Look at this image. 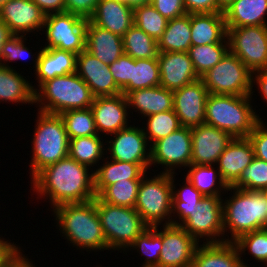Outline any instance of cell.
<instances>
[{"label": "cell", "instance_id": "49", "mask_svg": "<svg viewBox=\"0 0 267 267\" xmlns=\"http://www.w3.org/2000/svg\"><path fill=\"white\" fill-rule=\"evenodd\" d=\"M151 4L167 20L187 13L183 0H152Z\"/></svg>", "mask_w": 267, "mask_h": 267}, {"label": "cell", "instance_id": "57", "mask_svg": "<svg viewBox=\"0 0 267 267\" xmlns=\"http://www.w3.org/2000/svg\"><path fill=\"white\" fill-rule=\"evenodd\" d=\"M116 1L122 2L133 9L142 5L151 4L152 2V0H116Z\"/></svg>", "mask_w": 267, "mask_h": 267}, {"label": "cell", "instance_id": "32", "mask_svg": "<svg viewBox=\"0 0 267 267\" xmlns=\"http://www.w3.org/2000/svg\"><path fill=\"white\" fill-rule=\"evenodd\" d=\"M190 14L168 20L166 29L157 41L158 52H188L191 43Z\"/></svg>", "mask_w": 267, "mask_h": 267}, {"label": "cell", "instance_id": "6", "mask_svg": "<svg viewBox=\"0 0 267 267\" xmlns=\"http://www.w3.org/2000/svg\"><path fill=\"white\" fill-rule=\"evenodd\" d=\"M30 161L31 180L45 167L68 156L69 137L60 115L38 111Z\"/></svg>", "mask_w": 267, "mask_h": 267}, {"label": "cell", "instance_id": "51", "mask_svg": "<svg viewBox=\"0 0 267 267\" xmlns=\"http://www.w3.org/2000/svg\"><path fill=\"white\" fill-rule=\"evenodd\" d=\"M183 2L188 14L222 12L217 7L216 0H183Z\"/></svg>", "mask_w": 267, "mask_h": 267}, {"label": "cell", "instance_id": "22", "mask_svg": "<svg viewBox=\"0 0 267 267\" xmlns=\"http://www.w3.org/2000/svg\"><path fill=\"white\" fill-rule=\"evenodd\" d=\"M255 157L248 138H233L219 156L217 168L228 187L233 186Z\"/></svg>", "mask_w": 267, "mask_h": 267}, {"label": "cell", "instance_id": "25", "mask_svg": "<svg viewBox=\"0 0 267 267\" xmlns=\"http://www.w3.org/2000/svg\"><path fill=\"white\" fill-rule=\"evenodd\" d=\"M192 46L229 43L223 12L190 14Z\"/></svg>", "mask_w": 267, "mask_h": 267}, {"label": "cell", "instance_id": "12", "mask_svg": "<svg viewBox=\"0 0 267 267\" xmlns=\"http://www.w3.org/2000/svg\"><path fill=\"white\" fill-rule=\"evenodd\" d=\"M223 196H203L180 225L199 244L224 242ZM205 241V242H204Z\"/></svg>", "mask_w": 267, "mask_h": 267}, {"label": "cell", "instance_id": "53", "mask_svg": "<svg viewBox=\"0 0 267 267\" xmlns=\"http://www.w3.org/2000/svg\"><path fill=\"white\" fill-rule=\"evenodd\" d=\"M256 85L260 97L267 103V70L252 73V87Z\"/></svg>", "mask_w": 267, "mask_h": 267}, {"label": "cell", "instance_id": "29", "mask_svg": "<svg viewBox=\"0 0 267 267\" xmlns=\"http://www.w3.org/2000/svg\"><path fill=\"white\" fill-rule=\"evenodd\" d=\"M77 55L57 48H43L39 56L35 77L37 86L57 76L76 72Z\"/></svg>", "mask_w": 267, "mask_h": 267}, {"label": "cell", "instance_id": "47", "mask_svg": "<svg viewBox=\"0 0 267 267\" xmlns=\"http://www.w3.org/2000/svg\"><path fill=\"white\" fill-rule=\"evenodd\" d=\"M132 66L133 58L125 53L109 65L113 79L121 90L131 81Z\"/></svg>", "mask_w": 267, "mask_h": 267}, {"label": "cell", "instance_id": "7", "mask_svg": "<svg viewBox=\"0 0 267 267\" xmlns=\"http://www.w3.org/2000/svg\"><path fill=\"white\" fill-rule=\"evenodd\" d=\"M109 250L123 253L149 226L131 207L117 206L94 198Z\"/></svg>", "mask_w": 267, "mask_h": 267}, {"label": "cell", "instance_id": "16", "mask_svg": "<svg viewBox=\"0 0 267 267\" xmlns=\"http://www.w3.org/2000/svg\"><path fill=\"white\" fill-rule=\"evenodd\" d=\"M209 94L201 78L173 91V109L181 126L193 128L204 124Z\"/></svg>", "mask_w": 267, "mask_h": 267}, {"label": "cell", "instance_id": "23", "mask_svg": "<svg viewBox=\"0 0 267 267\" xmlns=\"http://www.w3.org/2000/svg\"><path fill=\"white\" fill-rule=\"evenodd\" d=\"M89 20L96 26L123 37L134 25V9L116 0H99Z\"/></svg>", "mask_w": 267, "mask_h": 267}, {"label": "cell", "instance_id": "48", "mask_svg": "<svg viewBox=\"0 0 267 267\" xmlns=\"http://www.w3.org/2000/svg\"><path fill=\"white\" fill-rule=\"evenodd\" d=\"M267 125L259 122L247 137L252 144L256 158L267 162Z\"/></svg>", "mask_w": 267, "mask_h": 267}, {"label": "cell", "instance_id": "35", "mask_svg": "<svg viewBox=\"0 0 267 267\" xmlns=\"http://www.w3.org/2000/svg\"><path fill=\"white\" fill-rule=\"evenodd\" d=\"M214 166L191 164L185 177L203 196H222L224 193L228 195V186L223 181L217 165Z\"/></svg>", "mask_w": 267, "mask_h": 267}, {"label": "cell", "instance_id": "54", "mask_svg": "<svg viewBox=\"0 0 267 267\" xmlns=\"http://www.w3.org/2000/svg\"><path fill=\"white\" fill-rule=\"evenodd\" d=\"M19 245L0 236V267L19 249Z\"/></svg>", "mask_w": 267, "mask_h": 267}, {"label": "cell", "instance_id": "20", "mask_svg": "<svg viewBox=\"0 0 267 267\" xmlns=\"http://www.w3.org/2000/svg\"><path fill=\"white\" fill-rule=\"evenodd\" d=\"M76 74L89 86L94 97L115 96L122 93L113 79L109 65L86 49L77 55Z\"/></svg>", "mask_w": 267, "mask_h": 267}, {"label": "cell", "instance_id": "56", "mask_svg": "<svg viewBox=\"0 0 267 267\" xmlns=\"http://www.w3.org/2000/svg\"><path fill=\"white\" fill-rule=\"evenodd\" d=\"M20 248L1 266V267H17L26 257Z\"/></svg>", "mask_w": 267, "mask_h": 267}, {"label": "cell", "instance_id": "18", "mask_svg": "<svg viewBox=\"0 0 267 267\" xmlns=\"http://www.w3.org/2000/svg\"><path fill=\"white\" fill-rule=\"evenodd\" d=\"M191 164L216 165L233 137L226 131L202 124L191 128Z\"/></svg>", "mask_w": 267, "mask_h": 267}, {"label": "cell", "instance_id": "50", "mask_svg": "<svg viewBox=\"0 0 267 267\" xmlns=\"http://www.w3.org/2000/svg\"><path fill=\"white\" fill-rule=\"evenodd\" d=\"M65 11L88 20L95 12L99 0H64Z\"/></svg>", "mask_w": 267, "mask_h": 267}, {"label": "cell", "instance_id": "11", "mask_svg": "<svg viewBox=\"0 0 267 267\" xmlns=\"http://www.w3.org/2000/svg\"><path fill=\"white\" fill-rule=\"evenodd\" d=\"M226 28L229 51L252 73L267 70V25Z\"/></svg>", "mask_w": 267, "mask_h": 267}, {"label": "cell", "instance_id": "30", "mask_svg": "<svg viewBox=\"0 0 267 267\" xmlns=\"http://www.w3.org/2000/svg\"><path fill=\"white\" fill-rule=\"evenodd\" d=\"M223 14L226 27L267 25V0H234Z\"/></svg>", "mask_w": 267, "mask_h": 267}, {"label": "cell", "instance_id": "26", "mask_svg": "<svg viewBox=\"0 0 267 267\" xmlns=\"http://www.w3.org/2000/svg\"><path fill=\"white\" fill-rule=\"evenodd\" d=\"M234 242L199 244L191 267H250Z\"/></svg>", "mask_w": 267, "mask_h": 267}, {"label": "cell", "instance_id": "41", "mask_svg": "<svg viewBox=\"0 0 267 267\" xmlns=\"http://www.w3.org/2000/svg\"><path fill=\"white\" fill-rule=\"evenodd\" d=\"M69 139L98 135L91 108L68 110L60 114Z\"/></svg>", "mask_w": 267, "mask_h": 267}, {"label": "cell", "instance_id": "31", "mask_svg": "<svg viewBox=\"0 0 267 267\" xmlns=\"http://www.w3.org/2000/svg\"><path fill=\"white\" fill-rule=\"evenodd\" d=\"M0 66V103L34 105L33 85L15 68Z\"/></svg>", "mask_w": 267, "mask_h": 267}, {"label": "cell", "instance_id": "59", "mask_svg": "<svg viewBox=\"0 0 267 267\" xmlns=\"http://www.w3.org/2000/svg\"><path fill=\"white\" fill-rule=\"evenodd\" d=\"M32 262V259L26 257L17 267H36Z\"/></svg>", "mask_w": 267, "mask_h": 267}, {"label": "cell", "instance_id": "15", "mask_svg": "<svg viewBox=\"0 0 267 267\" xmlns=\"http://www.w3.org/2000/svg\"><path fill=\"white\" fill-rule=\"evenodd\" d=\"M159 267H191L199 243L179 225H162Z\"/></svg>", "mask_w": 267, "mask_h": 267}, {"label": "cell", "instance_id": "52", "mask_svg": "<svg viewBox=\"0 0 267 267\" xmlns=\"http://www.w3.org/2000/svg\"><path fill=\"white\" fill-rule=\"evenodd\" d=\"M45 15L65 12L64 0H32Z\"/></svg>", "mask_w": 267, "mask_h": 267}, {"label": "cell", "instance_id": "42", "mask_svg": "<svg viewBox=\"0 0 267 267\" xmlns=\"http://www.w3.org/2000/svg\"><path fill=\"white\" fill-rule=\"evenodd\" d=\"M141 179L118 181L109 185L98 197L105 203L135 207Z\"/></svg>", "mask_w": 267, "mask_h": 267}, {"label": "cell", "instance_id": "44", "mask_svg": "<svg viewBox=\"0 0 267 267\" xmlns=\"http://www.w3.org/2000/svg\"><path fill=\"white\" fill-rule=\"evenodd\" d=\"M168 20L152 4L134 8V25L158 41L164 33Z\"/></svg>", "mask_w": 267, "mask_h": 267}, {"label": "cell", "instance_id": "14", "mask_svg": "<svg viewBox=\"0 0 267 267\" xmlns=\"http://www.w3.org/2000/svg\"><path fill=\"white\" fill-rule=\"evenodd\" d=\"M109 136L112 137L105 138L107 158L141 164L146 170L151 169L150 145L142 127L133 124Z\"/></svg>", "mask_w": 267, "mask_h": 267}, {"label": "cell", "instance_id": "28", "mask_svg": "<svg viewBox=\"0 0 267 267\" xmlns=\"http://www.w3.org/2000/svg\"><path fill=\"white\" fill-rule=\"evenodd\" d=\"M94 171V191L99 196L109 185L129 179H142L148 173L141 164L116 161L107 157ZM100 166V167H99Z\"/></svg>", "mask_w": 267, "mask_h": 267}, {"label": "cell", "instance_id": "39", "mask_svg": "<svg viewBox=\"0 0 267 267\" xmlns=\"http://www.w3.org/2000/svg\"><path fill=\"white\" fill-rule=\"evenodd\" d=\"M229 51V43L191 46L188 54L199 78L213 68Z\"/></svg>", "mask_w": 267, "mask_h": 267}, {"label": "cell", "instance_id": "46", "mask_svg": "<svg viewBox=\"0 0 267 267\" xmlns=\"http://www.w3.org/2000/svg\"><path fill=\"white\" fill-rule=\"evenodd\" d=\"M232 187L250 191H267V162L254 157Z\"/></svg>", "mask_w": 267, "mask_h": 267}, {"label": "cell", "instance_id": "3", "mask_svg": "<svg viewBox=\"0 0 267 267\" xmlns=\"http://www.w3.org/2000/svg\"><path fill=\"white\" fill-rule=\"evenodd\" d=\"M228 191L232 196L222 199L224 242H234L246 233L267 228V191L232 186L228 187Z\"/></svg>", "mask_w": 267, "mask_h": 267}, {"label": "cell", "instance_id": "34", "mask_svg": "<svg viewBox=\"0 0 267 267\" xmlns=\"http://www.w3.org/2000/svg\"><path fill=\"white\" fill-rule=\"evenodd\" d=\"M175 174H171L172 180V205H171V220L172 225H181L195 209L203 195L193 186V184L186 178H183V186L179 189L176 187ZM175 180V181H174ZM177 188V189H176ZM176 189V190H175ZM176 214V215H175ZM178 219V220H177Z\"/></svg>", "mask_w": 267, "mask_h": 267}, {"label": "cell", "instance_id": "2", "mask_svg": "<svg viewBox=\"0 0 267 267\" xmlns=\"http://www.w3.org/2000/svg\"><path fill=\"white\" fill-rule=\"evenodd\" d=\"M51 211L60 235L67 239L68 244L86 252L110 251L94 199L83 203L61 204Z\"/></svg>", "mask_w": 267, "mask_h": 267}, {"label": "cell", "instance_id": "19", "mask_svg": "<svg viewBox=\"0 0 267 267\" xmlns=\"http://www.w3.org/2000/svg\"><path fill=\"white\" fill-rule=\"evenodd\" d=\"M45 16L32 0H9L0 8V19L15 35L41 34Z\"/></svg>", "mask_w": 267, "mask_h": 267}, {"label": "cell", "instance_id": "13", "mask_svg": "<svg viewBox=\"0 0 267 267\" xmlns=\"http://www.w3.org/2000/svg\"><path fill=\"white\" fill-rule=\"evenodd\" d=\"M191 128L181 126L150 146V167L162 166L160 173L176 174L177 169L191 165ZM156 165V166H154ZM180 167V168H179Z\"/></svg>", "mask_w": 267, "mask_h": 267}, {"label": "cell", "instance_id": "9", "mask_svg": "<svg viewBox=\"0 0 267 267\" xmlns=\"http://www.w3.org/2000/svg\"><path fill=\"white\" fill-rule=\"evenodd\" d=\"M210 94L253 95L252 72L230 51L201 77Z\"/></svg>", "mask_w": 267, "mask_h": 267}, {"label": "cell", "instance_id": "17", "mask_svg": "<svg viewBox=\"0 0 267 267\" xmlns=\"http://www.w3.org/2000/svg\"><path fill=\"white\" fill-rule=\"evenodd\" d=\"M91 109L100 136L106 137L130 126L128 102L122 93L115 96L95 97Z\"/></svg>", "mask_w": 267, "mask_h": 267}, {"label": "cell", "instance_id": "27", "mask_svg": "<svg viewBox=\"0 0 267 267\" xmlns=\"http://www.w3.org/2000/svg\"><path fill=\"white\" fill-rule=\"evenodd\" d=\"M86 50L103 63L110 65L124 54L123 40L120 35L96 26L88 19Z\"/></svg>", "mask_w": 267, "mask_h": 267}, {"label": "cell", "instance_id": "37", "mask_svg": "<svg viewBox=\"0 0 267 267\" xmlns=\"http://www.w3.org/2000/svg\"><path fill=\"white\" fill-rule=\"evenodd\" d=\"M161 249L162 230L161 226L157 225L148 227L126 250H137V253L145 256L141 267H159Z\"/></svg>", "mask_w": 267, "mask_h": 267}, {"label": "cell", "instance_id": "45", "mask_svg": "<svg viewBox=\"0 0 267 267\" xmlns=\"http://www.w3.org/2000/svg\"><path fill=\"white\" fill-rule=\"evenodd\" d=\"M241 258L249 254L259 263H267V228L256 230L240 236L234 241ZM248 253H245V252Z\"/></svg>", "mask_w": 267, "mask_h": 267}, {"label": "cell", "instance_id": "43", "mask_svg": "<svg viewBox=\"0 0 267 267\" xmlns=\"http://www.w3.org/2000/svg\"><path fill=\"white\" fill-rule=\"evenodd\" d=\"M26 38H28V36L14 34L4 43L1 51V66L12 68L9 63L14 61L17 62L18 60H28V58L30 59L31 57L30 60H33V68H35V72L43 46L39 48L40 50L36 51L37 54L33 53L32 55V49L30 50V47L26 46V41L28 40Z\"/></svg>", "mask_w": 267, "mask_h": 267}, {"label": "cell", "instance_id": "4", "mask_svg": "<svg viewBox=\"0 0 267 267\" xmlns=\"http://www.w3.org/2000/svg\"><path fill=\"white\" fill-rule=\"evenodd\" d=\"M252 98V95L209 94L204 124L226 131L233 138H247L255 126L263 122L256 107L251 105Z\"/></svg>", "mask_w": 267, "mask_h": 267}, {"label": "cell", "instance_id": "55", "mask_svg": "<svg viewBox=\"0 0 267 267\" xmlns=\"http://www.w3.org/2000/svg\"><path fill=\"white\" fill-rule=\"evenodd\" d=\"M14 34L5 22L0 19V66H1V51L4 43Z\"/></svg>", "mask_w": 267, "mask_h": 267}, {"label": "cell", "instance_id": "58", "mask_svg": "<svg viewBox=\"0 0 267 267\" xmlns=\"http://www.w3.org/2000/svg\"><path fill=\"white\" fill-rule=\"evenodd\" d=\"M234 0H216L217 7L224 12Z\"/></svg>", "mask_w": 267, "mask_h": 267}, {"label": "cell", "instance_id": "60", "mask_svg": "<svg viewBox=\"0 0 267 267\" xmlns=\"http://www.w3.org/2000/svg\"><path fill=\"white\" fill-rule=\"evenodd\" d=\"M9 0H0V8L6 3L8 2Z\"/></svg>", "mask_w": 267, "mask_h": 267}, {"label": "cell", "instance_id": "24", "mask_svg": "<svg viewBox=\"0 0 267 267\" xmlns=\"http://www.w3.org/2000/svg\"><path fill=\"white\" fill-rule=\"evenodd\" d=\"M126 99L130 113H140L142 120L146 116L173 110L174 105L173 91L160 85L131 91Z\"/></svg>", "mask_w": 267, "mask_h": 267}, {"label": "cell", "instance_id": "33", "mask_svg": "<svg viewBox=\"0 0 267 267\" xmlns=\"http://www.w3.org/2000/svg\"><path fill=\"white\" fill-rule=\"evenodd\" d=\"M103 138L104 136L91 135L69 139L68 156L95 171V166L98 167L100 160H104L106 155Z\"/></svg>", "mask_w": 267, "mask_h": 267}, {"label": "cell", "instance_id": "5", "mask_svg": "<svg viewBox=\"0 0 267 267\" xmlns=\"http://www.w3.org/2000/svg\"><path fill=\"white\" fill-rule=\"evenodd\" d=\"M34 90L37 111L60 115L68 110L91 108L94 95L76 72L43 82Z\"/></svg>", "mask_w": 267, "mask_h": 267}, {"label": "cell", "instance_id": "1", "mask_svg": "<svg viewBox=\"0 0 267 267\" xmlns=\"http://www.w3.org/2000/svg\"><path fill=\"white\" fill-rule=\"evenodd\" d=\"M30 181L36 198L47 199L52 210L61 204L83 203L96 197L94 171L69 156L45 167Z\"/></svg>", "mask_w": 267, "mask_h": 267}, {"label": "cell", "instance_id": "21", "mask_svg": "<svg viewBox=\"0 0 267 267\" xmlns=\"http://www.w3.org/2000/svg\"><path fill=\"white\" fill-rule=\"evenodd\" d=\"M160 86L175 91L199 79L188 52L158 53Z\"/></svg>", "mask_w": 267, "mask_h": 267}, {"label": "cell", "instance_id": "10", "mask_svg": "<svg viewBox=\"0 0 267 267\" xmlns=\"http://www.w3.org/2000/svg\"><path fill=\"white\" fill-rule=\"evenodd\" d=\"M86 26L85 18L66 11L46 15L43 48H57L78 55L86 49Z\"/></svg>", "mask_w": 267, "mask_h": 267}, {"label": "cell", "instance_id": "38", "mask_svg": "<svg viewBox=\"0 0 267 267\" xmlns=\"http://www.w3.org/2000/svg\"><path fill=\"white\" fill-rule=\"evenodd\" d=\"M124 53L133 59L158 58V43L133 25L122 37Z\"/></svg>", "mask_w": 267, "mask_h": 267}, {"label": "cell", "instance_id": "40", "mask_svg": "<svg viewBox=\"0 0 267 267\" xmlns=\"http://www.w3.org/2000/svg\"><path fill=\"white\" fill-rule=\"evenodd\" d=\"M144 119L147 127L142 128L150 146L181 127L174 109L146 116Z\"/></svg>", "mask_w": 267, "mask_h": 267}, {"label": "cell", "instance_id": "8", "mask_svg": "<svg viewBox=\"0 0 267 267\" xmlns=\"http://www.w3.org/2000/svg\"><path fill=\"white\" fill-rule=\"evenodd\" d=\"M172 180L171 174L159 173L147 177L139 184L134 209L149 226L171 225Z\"/></svg>", "mask_w": 267, "mask_h": 267}, {"label": "cell", "instance_id": "36", "mask_svg": "<svg viewBox=\"0 0 267 267\" xmlns=\"http://www.w3.org/2000/svg\"><path fill=\"white\" fill-rule=\"evenodd\" d=\"M160 85V70L157 58L133 59L131 81L122 89L125 96L134 90Z\"/></svg>", "mask_w": 267, "mask_h": 267}]
</instances>
